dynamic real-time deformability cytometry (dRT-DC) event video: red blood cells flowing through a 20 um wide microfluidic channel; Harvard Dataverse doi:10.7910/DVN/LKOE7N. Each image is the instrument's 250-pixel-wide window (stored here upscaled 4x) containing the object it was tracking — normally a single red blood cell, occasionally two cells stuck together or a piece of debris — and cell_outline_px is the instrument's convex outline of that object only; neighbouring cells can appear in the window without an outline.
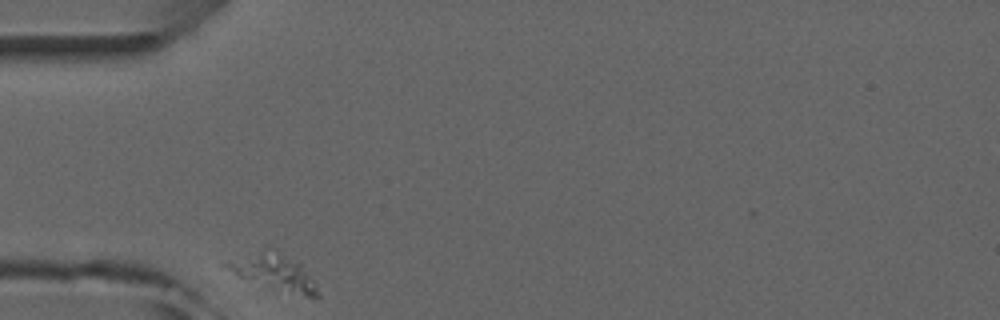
{"species": "common noctule bat (a hibernating species)", "species_latin": "Nyctalus noctula", "temperature_condition": "room temperature", "stored_images_in_passage": 2, "camera_frame_rate_fps": 3000, "um_per_image_px": 0.085, "animal": {"sex": "male", "forearm_length_mm": 52.5}, "frame": {"image": 1, "passage_image": 1, "time_ms": 0.0, "image_size_px": [1000, 320], "cell_outline_px": [[320, 296], [308, 296], [240, 276], [228, 268], [224, 264], [276, 248], [300, 264], [316, 284]], "centroid_in_image_um": [23.44, 23.11], "position_along_channel_um": 61.6, "area_um2": 16.82}}
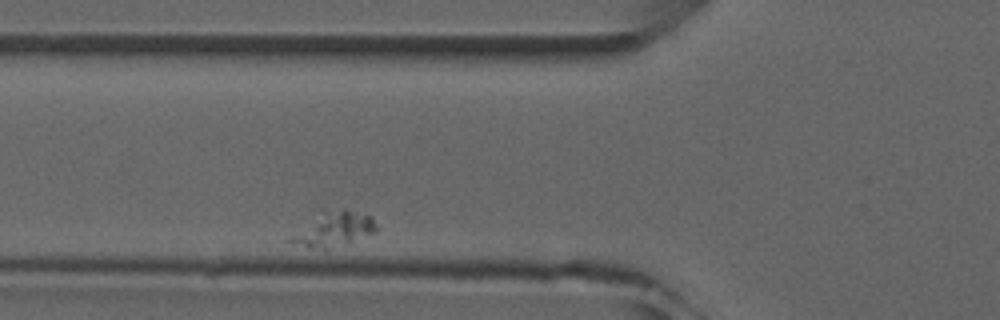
{"frame": {"image": 2, "passage_image": 2, "time_ms": 1.333, "image_size_px": [1000, 320], "cell_outline_px": [[376, 232], [348, 240], [312, 248], [308, 248], [284, 240], [320, 208], [344, 208], [372, 216], [376, 228]], "centroid_in_image_um": [28.23, 19.35], "position_along_channel_um": 97.6, "area_um2": 17.05}}